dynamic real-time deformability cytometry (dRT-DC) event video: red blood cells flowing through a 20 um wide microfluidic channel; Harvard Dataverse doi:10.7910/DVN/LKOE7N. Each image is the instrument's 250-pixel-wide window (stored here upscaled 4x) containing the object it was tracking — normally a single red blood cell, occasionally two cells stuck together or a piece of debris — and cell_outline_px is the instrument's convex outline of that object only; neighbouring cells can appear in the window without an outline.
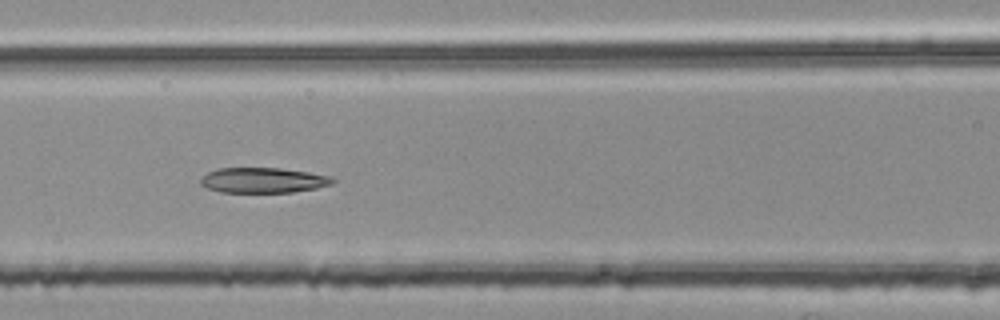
{"species": "common noctule bat (a hibernating species)", "species_latin": "Nyctalus noctula", "temperature_condition": "room temperature", "stored_images_in_passage": 53, "segment_of_instrument_passage": [2, 2], "camera_frame_rate_fps": 3000, "um_per_image_px": 0.085, "animal": {"sex": "female", "body_mass_g": 25.1}, "frame": {"image": 1, "passage_image": 24, "time_ms": 7.667, "image_size_px": [1000, 320], "cell_outline_px": [[336, 180], [332, 184], [316, 188], [292, 192], [220, 192], [208, 188], [200, 184], [200, 180], [208, 172], [220, 168], [280, 168], [308, 172], [332, 176]], "centroid_in_image_um": [22.39, 15.32], "position_along_channel_um": 144.2, "area_um2": 19.36}}
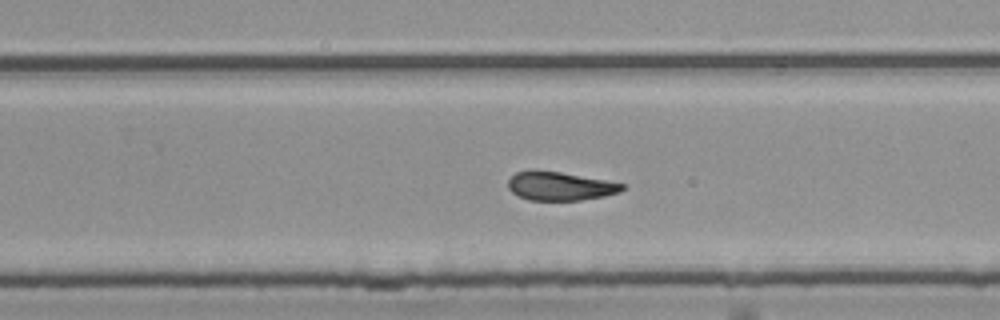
{"frame": {"image": 2, "passage_image": 35, "time_ms": 11.333, "image_size_px": [1000, 320], "cell_outline_px": [[624, 188], [620, 192], [604, 196], [580, 200], [528, 200], [512, 192], [508, 188], [508, 180], [516, 172], [532, 168], [560, 172], [604, 180], [624, 184]], "centroid_in_image_um": [47.55, 15.8], "position_along_channel_um": 282.3, "area_um2": 19.07}}
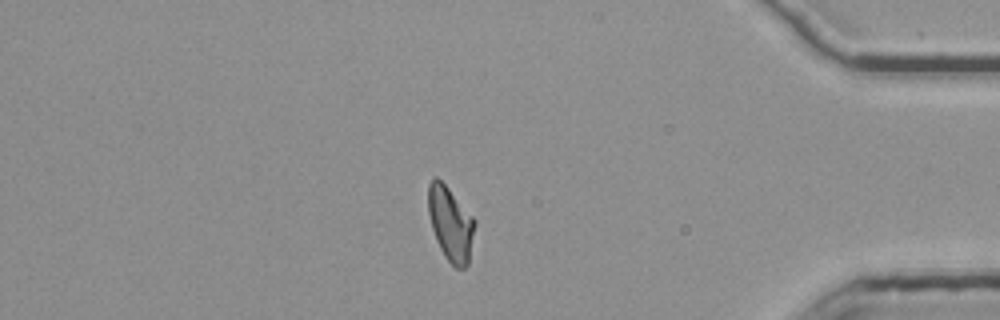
{"frame": {"image": 3, "passage_image": 47, "time_ms": 15.333, "image_size_px": [1000, 320], "cell_outline_px": [[476, 224], [468, 264], [464, 268], [456, 268], [444, 256], [436, 240], [432, 228], [428, 212], [428, 184], [436, 176], [448, 188], [476, 220]], "centroid_in_image_um": [38.3, 19.03], "position_along_channel_um": 396.9, "area_um2": 20.0}}